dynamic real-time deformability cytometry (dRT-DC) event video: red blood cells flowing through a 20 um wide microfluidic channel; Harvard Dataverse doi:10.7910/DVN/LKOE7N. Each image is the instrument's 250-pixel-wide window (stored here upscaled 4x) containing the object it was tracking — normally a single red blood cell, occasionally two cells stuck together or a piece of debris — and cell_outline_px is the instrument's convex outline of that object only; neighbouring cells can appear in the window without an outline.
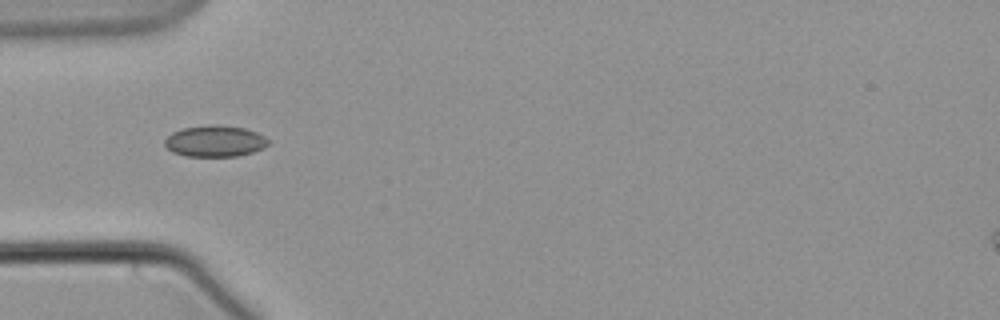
{"species": "common noctule bat (a hibernating species)", "species_latin": "Nyctalus noctula", "temperature_condition": "warm", "stored_images_in_passage": 5, "camera_frame_rate_fps": 3000, "um_per_image_px": 0.085, "animal": {"sex": "male", "body_mass_g": 21.5, "forearm_length_mm": 52.0}, "frame": {"image": 1, "passage_image": 1, "time_ms": 0.0, "image_size_px": [1000, 320], "cell_outline_px": [[268, 144], [264, 148], [252, 152], [236, 156], [184, 156], [172, 152], [164, 144], [164, 140], [172, 132], [184, 128], [208, 124], [212, 124], [244, 128], [256, 132], [264, 136], [268, 140]], "centroid_in_image_um": [18.25, 11.99], "position_along_channel_um": 66.7, "area_um2": 18.84}}